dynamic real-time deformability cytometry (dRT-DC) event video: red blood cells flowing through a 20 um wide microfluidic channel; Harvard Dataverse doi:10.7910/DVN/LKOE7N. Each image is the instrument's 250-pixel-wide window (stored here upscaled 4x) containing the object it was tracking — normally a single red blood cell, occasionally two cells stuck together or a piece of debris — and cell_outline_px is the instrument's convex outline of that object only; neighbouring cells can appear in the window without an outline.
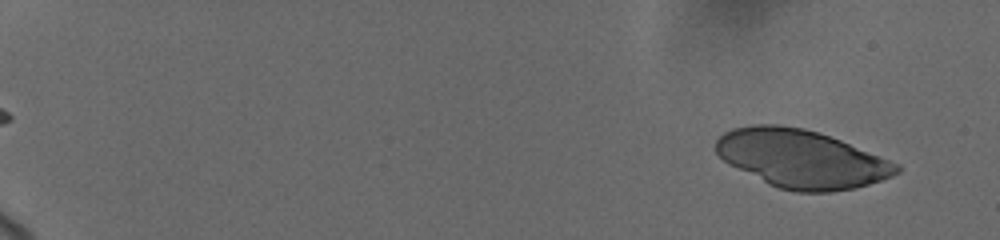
{"species": "human", "species_latin": "Homo sapiens", "temperature_condition": "cold", "stored_images_in_passage": 20, "camera_frame_rate_fps": 3000, "um_per_image_px": 0.085, "donor": {"sex": "female"}, "frame": {"image": 1, "passage_image": 2, "time_ms": 0.667, "image_size_px": [1000, 240], "cell_outline_px": [[900, 172], [892, 176], [856, 188], [828, 192], [796, 192], [780, 188], [768, 184], [728, 164], [716, 152], [716, 140], [724, 132], [732, 128], [752, 124], [780, 124], [804, 128], [840, 140], [900, 164]], "centroid_in_image_um": [68.1, 13.49], "position_along_channel_um": 16.9, "area_um2": 61.04}}
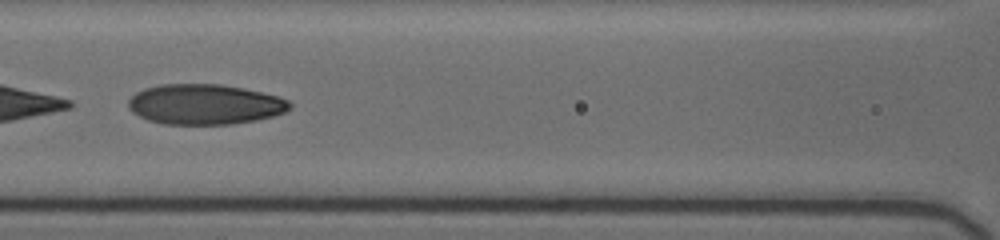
{"frame": {"image": 2, "passage_image": 19, "time_ms": 9.333, "image_size_px": [1000, 240], "cell_outline_px": [[292, 108], [284, 112], [272, 116], [256, 120], [232, 124], [164, 124], [148, 120], [132, 112], [128, 108], [128, 100], [136, 92], [144, 88], [160, 84], [220, 84], [244, 88], [276, 96], [288, 100], [292, 104]], "centroid_in_image_um": [17.39, 8.86], "position_along_channel_um": 149.2, "area_um2": 37.92}}